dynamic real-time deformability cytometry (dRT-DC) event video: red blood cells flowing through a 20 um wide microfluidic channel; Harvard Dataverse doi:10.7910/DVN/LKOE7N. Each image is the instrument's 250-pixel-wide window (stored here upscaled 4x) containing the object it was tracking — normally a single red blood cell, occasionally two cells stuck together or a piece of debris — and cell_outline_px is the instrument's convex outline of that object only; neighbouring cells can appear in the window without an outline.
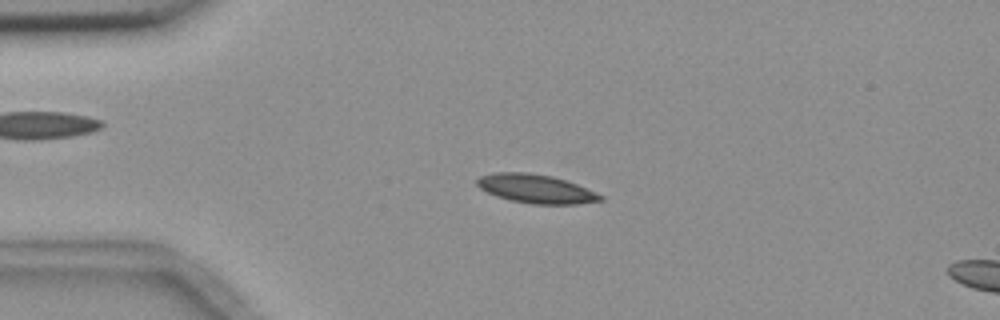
{"species": "common noctule bat (a hibernating species)", "species_latin": "Nyctalus noctula", "temperature_condition": "room temperature", "stored_images_in_passage": 4, "segment_of_instrument_passage": [1, 2], "camera_frame_rate_fps": 3000, "um_per_image_px": 0.085, "animal": {"sex": "female", "body_mass_g": 18.4}, "frame": {"image": 1, "passage_image": 3, "time_ms": 2.333, "image_size_px": [1000, 320], "cell_outline_px": [[604, 200], [576, 204], [532, 204], [512, 200], [496, 196], [480, 188], [476, 184], [476, 180], [480, 176], [492, 172], [528, 172], [552, 176], [576, 184], [596, 192], [604, 196]], "centroid_in_image_um": [45.54, 16.04], "position_along_channel_um": 39.5, "area_um2": 20.63}}